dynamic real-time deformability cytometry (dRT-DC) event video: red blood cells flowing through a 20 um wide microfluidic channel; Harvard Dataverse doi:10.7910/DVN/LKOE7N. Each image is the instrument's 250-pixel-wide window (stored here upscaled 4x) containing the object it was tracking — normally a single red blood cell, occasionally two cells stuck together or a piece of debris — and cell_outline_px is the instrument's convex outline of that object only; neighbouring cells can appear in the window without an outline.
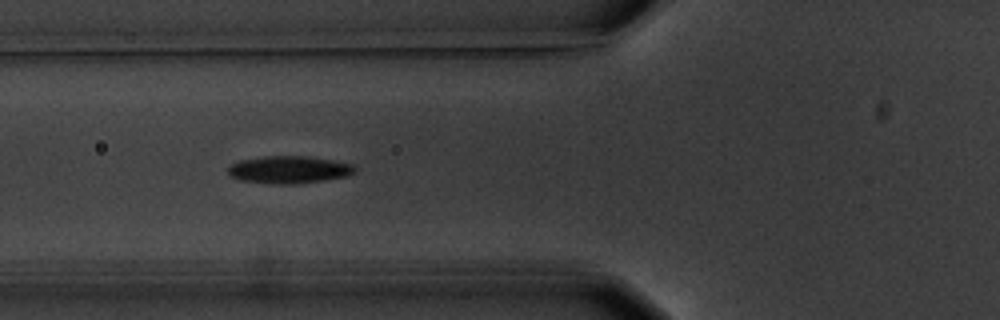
{"species": "common noctule bat (a hibernating species)", "species_latin": "Nyctalus noctula", "temperature_condition": "warm", "stored_images_in_passage": 12, "camera_frame_rate_fps": 3000, "um_per_image_px": 0.085, "animal": {"sex": "male", "body_mass_g": 20.1, "forearm_length_mm": 53.5}, "frame": {"image": 1, "passage_image": 3, "time_ms": 5.667, "image_size_px": [1000, 320], "cell_outline_px": [[356, 172], [348, 176], [324, 180], [292, 184], [272, 184], [240, 180], [228, 176], [224, 168], [228, 164], [240, 160], [264, 156], [308, 156], [356, 164]], "centroid_in_image_um": [24.52, 14.42], "position_along_channel_um": 101.3, "area_um2": 20.75}}
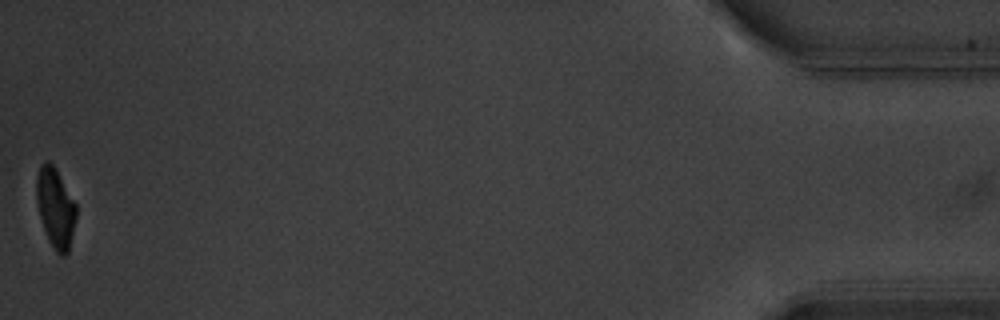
{"frame": {"image": 2, "passage_image": 12, "time_ms": 17.333, "image_size_px": [1000, 320], "cell_outline_px": [[76, 216], [68, 252], [64, 256], [60, 256], [56, 252], [48, 240], [40, 216], [36, 200], [36, 176], [40, 164], [44, 160], [48, 160], [56, 168], [76, 204]], "centroid_in_image_um": [4.7, 17.63], "position_along_channel_um": 430.5, "area_um2": 18.44}, "authors_computed_cell_mechanics": {"area_um2": 20.3167, "velocity_mm_per_s": 3.5695, "shape_relaxation_time_tau1_ms": 1.9993, "shape_relaxation_time_tau2_ms": 2.1959, "deformation_change_tau1": 0.1157, "deformation_change_tau2": 0.059}}